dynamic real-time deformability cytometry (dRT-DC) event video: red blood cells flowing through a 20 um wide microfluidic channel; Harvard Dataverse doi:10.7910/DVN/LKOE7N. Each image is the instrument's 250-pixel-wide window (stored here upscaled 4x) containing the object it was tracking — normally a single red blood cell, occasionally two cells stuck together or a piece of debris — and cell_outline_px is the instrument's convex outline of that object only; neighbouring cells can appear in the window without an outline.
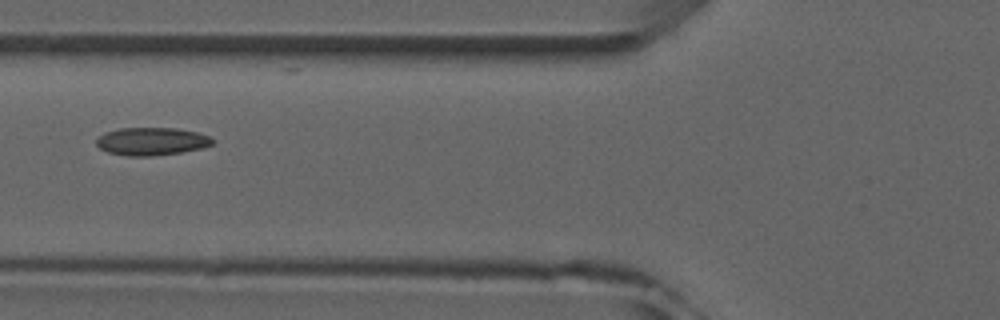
{"species": "common noctule bat (a hibernating species)", "species_latin": "Nyctalus noctula", "temperature_condition": "room temperature", "stored_images_in_passage": 6, "camera_frame_rate_fps": 3000, "um_per_image_px": 0.085, "animal": {"sex": "male", "forearm_length_mm": 52.5}, "frame": {"image": 1, "passage_image": 5, "time_ms": 4.667, "image_size_px": [1000, 320], "cell_outline_px": [[216, 140], [212, 144], [200, 148], [180, 152], [152, 156], [128, 156], [108, 152], [100, 148], [96, 144], [96, 140], [104, 132], [120, 128], [176, 128], [196, 132], [208, 136]], "centroid_in_image_um": [12.87, 12.01], "position_along_channel_um": 112.9, "area_um2": 18.73}}
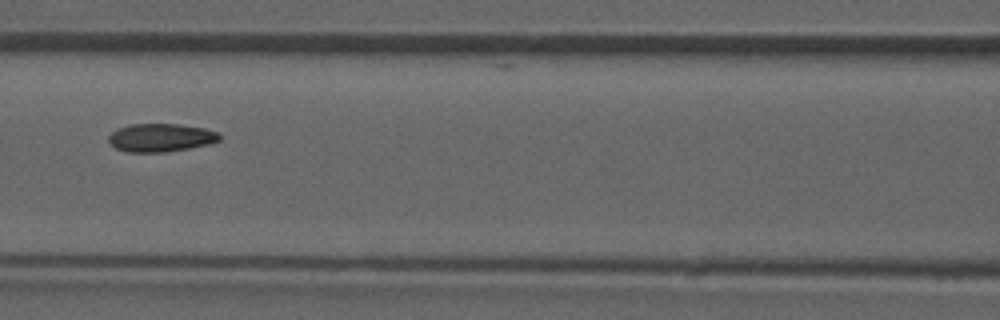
{"frame": {"image": 2, "passage_image": 6, "time_ms": 5.667, "image_size_px": [1000, 320], "cell_outline_px": [[220, 140], [208, 144], [188, 148], [164, 152], [128, 152], [116, 148], [108, 140], [108, 136], [116, 128], [128, 124], [180, 124], [204, 128], [216, 132], [220, 136]], "centroid_in_image_um": [13.63, 11.69], "position_along_channel_um": 153.0, "area_um2": 18.15}}